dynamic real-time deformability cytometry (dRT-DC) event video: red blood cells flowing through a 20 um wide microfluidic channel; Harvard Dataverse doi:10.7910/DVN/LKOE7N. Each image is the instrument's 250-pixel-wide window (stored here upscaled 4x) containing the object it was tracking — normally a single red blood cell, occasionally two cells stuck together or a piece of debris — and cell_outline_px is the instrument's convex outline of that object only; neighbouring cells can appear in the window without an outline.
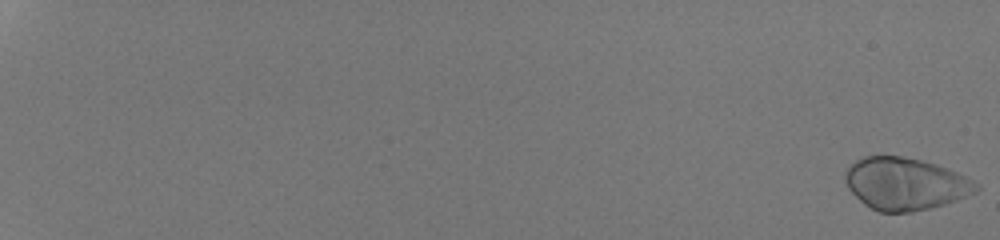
{"species": "human", "species_latin": "Homo sapiens", "temperature_condition": "room temperature", "stored_images_in_passage": 54, "camera_frame_rate_fps": 3000, "um_per_image_px": 0.085, "donor": {"sex": "male"}, "frame": {"image": 1, "passage_image": 1, "time_ms": 0.0, "image_size_px": [1000, 240], "cell_outline_px": [[980, 188], [976, 192], [956, 200], [944, 204], [912, 212], [880, 212], [864, 204], [848, 188], [844, 180], [844, 172], [856, 160], [864, 156], [900, 156], [920, 160], [948, 168], [980, 184]], "centroid_in_image_um": [76.94, 15.62], "position_along_channel_um": 8.1, "area_um2": 39.65}}
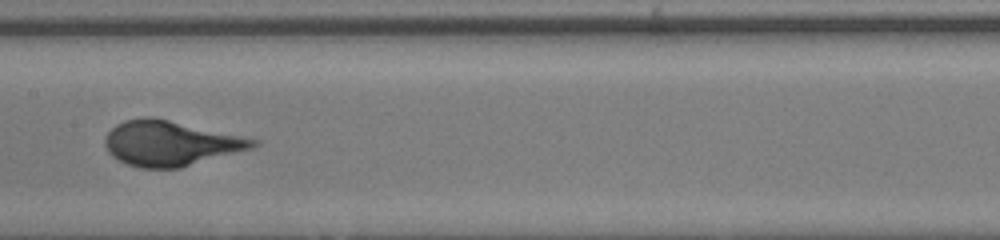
{"frame": {"image": 2, "passage_image": 33, "time_ms": 10.667, "image_size_px": [1000, 240], "cell_outline_px": [[260, 144], [252, 148], [180, 168], [140, 168], [128, 164], [112, 156], [108, 152], [104, 144], [104, 140], [108, 132], [116, 124], [124, 120], [144, 116], [152, 116], [260, 140]], "centroid_in_image_um": [14.47, 12.17], "position_along_channel_um": 192.9, "area_um2": 38.78}}
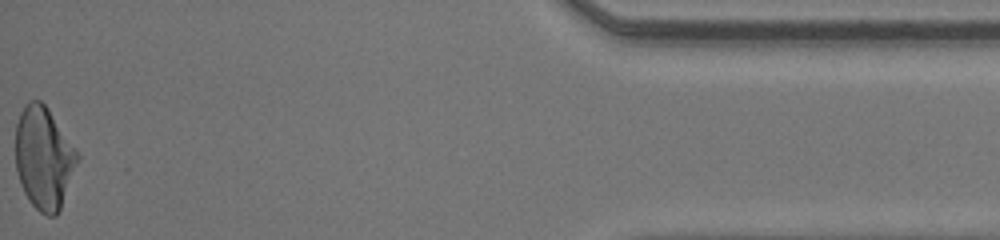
{"frame": {"image": 3, "passage_image": 54, "time_ms": 17.667, "image_size_px": [1000, 240], "cell_outline_px": [[80, 160], [60, 208], [56, 216], [48, 216], [40, 212], [28, 200], [20, 184], [16, 172], [16, 124], [20, 112], [28, 100], [40, 100], [48, 108], [76, 148], [80, 156]], "centroid_in_image_um": [3.73, 13.42], "position_along_channel_um": 431.5, "area_um2": 37.17}}